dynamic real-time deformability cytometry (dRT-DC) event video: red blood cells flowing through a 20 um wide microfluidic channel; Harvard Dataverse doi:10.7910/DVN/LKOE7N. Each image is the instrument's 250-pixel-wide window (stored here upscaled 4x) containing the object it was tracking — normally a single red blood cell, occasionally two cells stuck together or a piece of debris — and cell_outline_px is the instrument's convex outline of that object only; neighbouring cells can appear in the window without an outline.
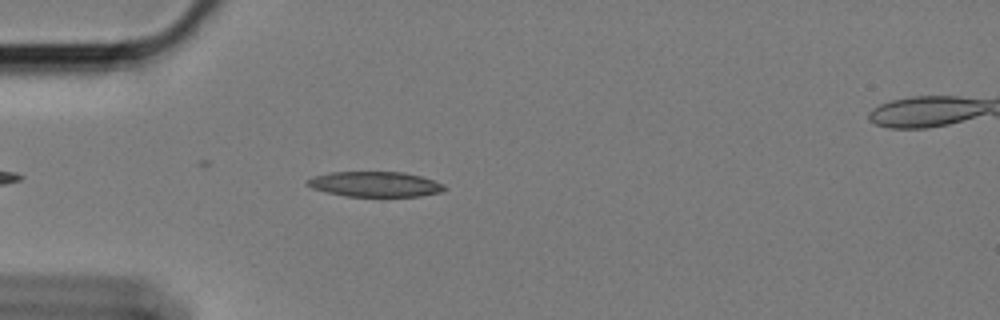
{"species": "Egyptian fruit bat (a non-hibernating species)", "species_latin": "Rousettus aegyptiacus", "temperature_condition": "cold", "stored_images_in_passage": 33, "camera_frame_rate_fps": 3000, "um_per_image_px": 0.085, "animal": {"sex": "female"}, "frame": {"image": 1, "passage_image": 7, "time_ms": 2.0, "image_size_px": [1000, 320], "cell_outline_px": [[448, 188], [440, 192], [420, 196], [348, 196], [328, 192], [312, 188], [304, 184], [312, 176], [332, 172], [404, 172], [420, 176], [444, 184]], "centroid_in_image_um": [31.88, 15.65], "position_along_channel_um": 53.1, "area_um2": 20.0}}
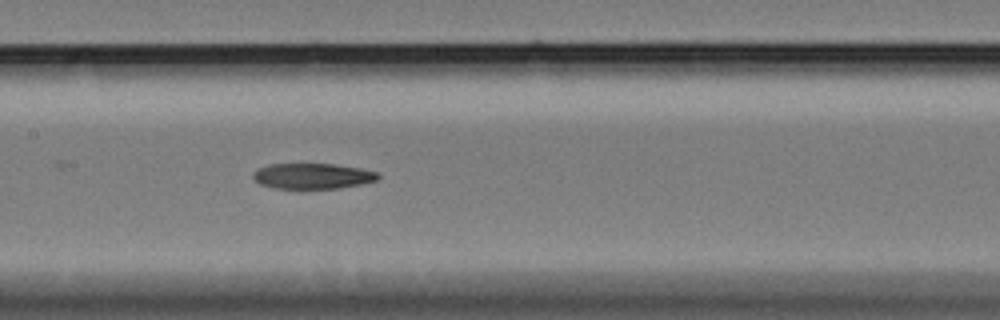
{"frame": {"image": 2, "passage_image": 19, "time_ms": 6.0, "image_size_px": [1000, 320], "cell_outline_px": [[380, 176], [376, 180], [360, 184], [336, 188], [276, 188], [260, 184], [252, 176], [260, 168], [268, 164], [332, 164], [360, 168], [376, 172]], "centroid_in_image_um": [26.57, 14.96], "position_along_channel_um": 180.8, "area_um2": 18.21}}
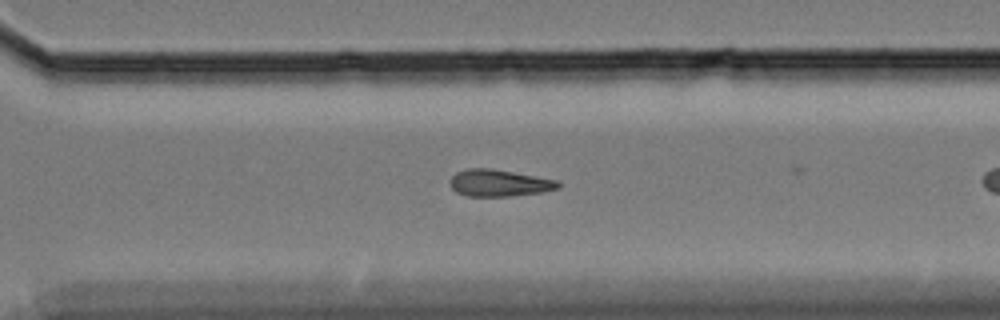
{"frame": {"image": 3, "passage_image": 28, "time_ms": 9.0, "image_size_px": [1000, 320], "cell_outline_px": [[560, 188], [544, 192], [512, 196], [464, 196], [456, 192], [448, 184], [448, 180], [456, 172], [468, 168], [492, 168], [560, 180]], "centroid_in_image_um": [42.43, 15.55], "position_along_channel_um": 328.2, "area_um2": 17.34}}